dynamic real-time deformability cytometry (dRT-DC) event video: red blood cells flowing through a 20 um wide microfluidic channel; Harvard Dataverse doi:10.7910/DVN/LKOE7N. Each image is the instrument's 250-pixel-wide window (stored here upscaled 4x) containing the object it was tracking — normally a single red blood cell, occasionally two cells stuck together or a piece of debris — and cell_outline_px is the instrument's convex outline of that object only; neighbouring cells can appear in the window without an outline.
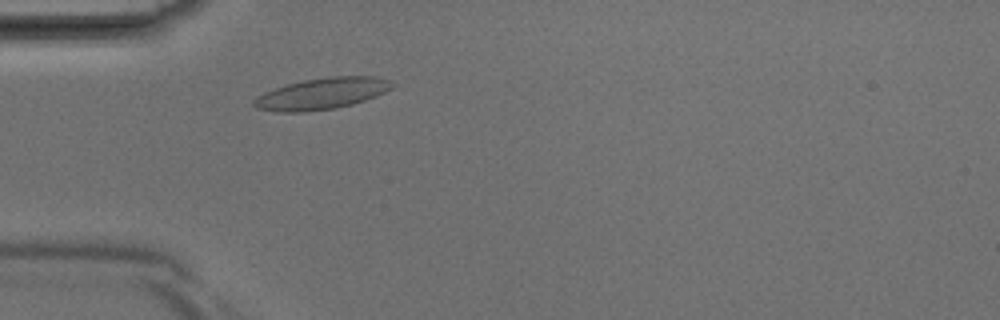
{"species": "Egyptian fruit bat (a non-hibernating species)", "species_latin": "Rousettus aegyptiacus", "temperature_condition": "room temperature", "stored_images_in_passage": 32, "camera_frame_rate_fps": 3000, "um_per_image_px": 0.085, "animal": {"sex": "male"}, "frame": {"image": 1, "passage_image": 4, "time_ms": 1.0, "image_size_px": [1000, 320], "cell_outline_px": [[396, 84], [392, 88], [376, 96], [352, 104], [336, 108], [304, 112], [276, 112], [256, 108], [252, 104], [252, 100], [256, 96], [264, 92], [288, 84], [304, 80], [328, 76], [376, 76], [388, 80]], "centroid_in_image_um": [27.34, 7.96], "position_along_channel_um": 57.7, "area_um2": 25.37}}
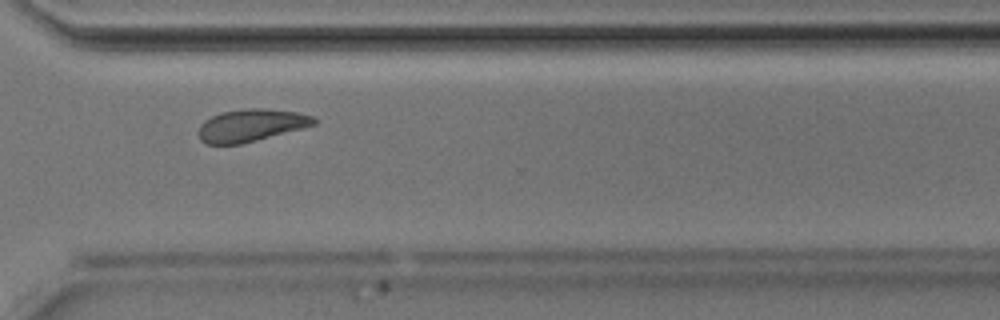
{"frame": {"image": 2, "passage_image": 22, "time_ms": 7.0, "image_size_px": [1000, 320], "cell_outline_px": [[316, 124], [256, 140], [240, 144], [208, 144], [200, 140], [200, 124], [204, 120], [212, 116], [224, 112], [248, 108], [260, 108], [296, 112], [312, 116], [316, 120]], "centroid_in_image_um": [21.32, 10.65], "position_along_channel_um": 349.3, "area_um2": 21.27}}
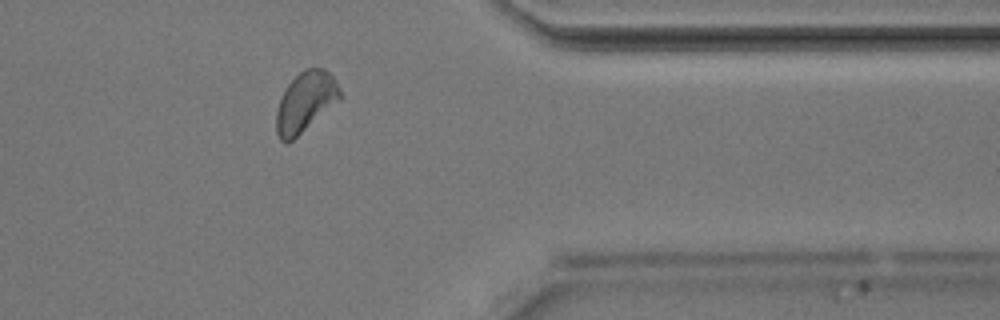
{"frame": {"image": 3, "passage_image": 25, "time_ms": 8.0, "image_size_px": [1000, 320], "cell_outline_px": [[340, 100], [292, 140], [284, 144], [280, 140], [276, 132], [276, 112], [280, 100], [288, 84], [304, 68], [324, 68], [336, 80], [340, 88]], "centroid_in_image_um": [25.96, 8.66], "position_along_channel_um": 385.4, "area_um2": 22.02}}